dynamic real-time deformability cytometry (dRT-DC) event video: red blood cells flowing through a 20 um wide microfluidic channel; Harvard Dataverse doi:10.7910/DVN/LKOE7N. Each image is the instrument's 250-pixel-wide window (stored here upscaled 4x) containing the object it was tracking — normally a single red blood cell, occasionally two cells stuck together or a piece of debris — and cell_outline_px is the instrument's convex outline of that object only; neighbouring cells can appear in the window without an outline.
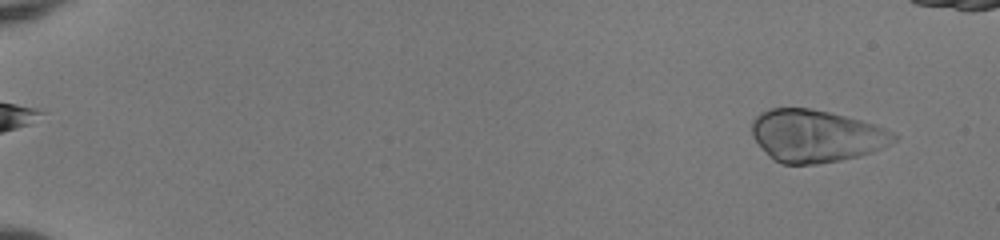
{"species": "human", "species_latin": "Homo sapiens", "temperature_condition": "room temperature", "stored_images_in_passage": 51, "camera_frame_rate_fps": 3000, "um_per_image_px": 0.085, "donor": {"sex": "female"}, "frame": {"image": 1, "passage_image": 3, "time_ms": 0.667, "image_size_px": [1000, 240], "cell_outline_px": [[896, 140], [872, 152], [860, 156], [840, 160], [816, 164], [780, 164], [768, 156], [752, 136], [752, 120], [760, 112], [768, 108], [808, 108], [828, 112], [876, 124], [892, 132], [896, 136]], "centroid_in_image_um": [69.32, 11.55], "position_along_channel_um": 15.7, "area_um2": 43.23}}
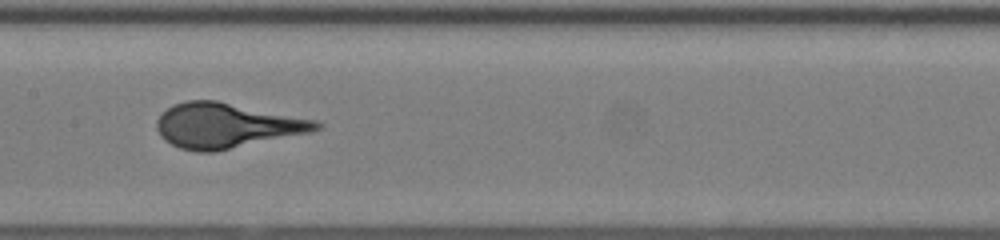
{"frame": {"image": 2, "passage_image": 28, "time_ms": 9.0, "image_size_px": [1000, 240], "cell_outline_px": [[324, 124], [320, 128], [312, 132], [212, 152], [196, 152], [180, 148], [164, 140], [160, 136], [156, 128], [156, 120], [172, 104], [188, 100], [216, 100], [316, 120]], "centroid_in_image_um": [19.24, 10.67], "position_along_channel_um": 188.2, "area_um2": 41.62}}
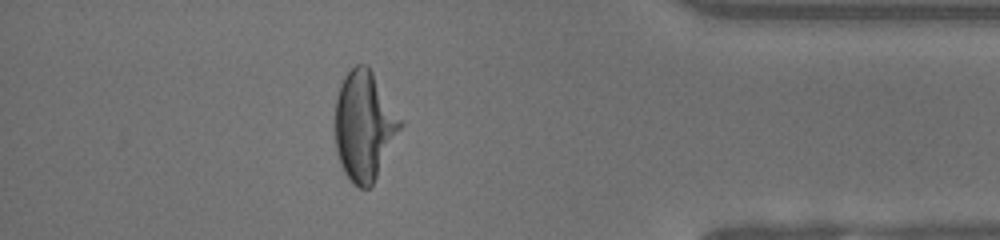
{"frame": {"image": 3, "passage_image": 46, "time_ms": 15.0, "image_size_px": [1000, 240], "cell_outline_px": [[404, 124], [372, 184], [368, 188], [360, 188], [344, 172], [340, 164], [336, 152], [336, 96], [340, 84], [344, 76], [356, 64], [368, 64], [404, 120]], "centroid_in_image_um": [30.99, 10.63], "position_along_channel_um": 404.2, "area_um2": 41.62}}